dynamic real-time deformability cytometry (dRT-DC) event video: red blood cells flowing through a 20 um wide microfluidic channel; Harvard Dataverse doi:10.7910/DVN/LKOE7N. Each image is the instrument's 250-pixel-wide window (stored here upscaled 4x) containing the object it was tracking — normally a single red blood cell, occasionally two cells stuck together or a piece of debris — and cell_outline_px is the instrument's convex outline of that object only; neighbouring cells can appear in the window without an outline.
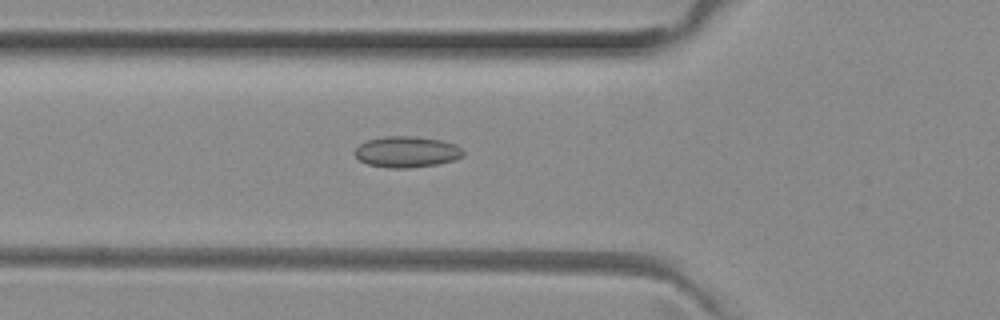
{"species": "common noctule bat (a hibernating species)", "species_latin": "Nyctalus noctula", "temperature_condition": "room temperature", "stored_images_in_passage": 34, "camera_frame_rate_fps": 3000, "um_per_image_px": 0.085, "animal": {"sex": "female", "body_mass_g": 29.2, "forearm_length_mm": 56.3}, "frame": {"image": 1, "passage_image": 10, "time_ms": 3.0, "image_size_px": [1000, 320], "cell_outline_px": [[464, 156], [456, 160], [436, 164], [408, 168], [388, 168], [368, 164], [360, 160], [352, 152], [360, 144], [368, 140], [384, 136], [416, 136], [440, 140], [456, 144], [464, 152]], "centroid_in_image_um": [34.58, 12.91], "position_along_channel_um": 91.2, "area_um2": 19.71}}
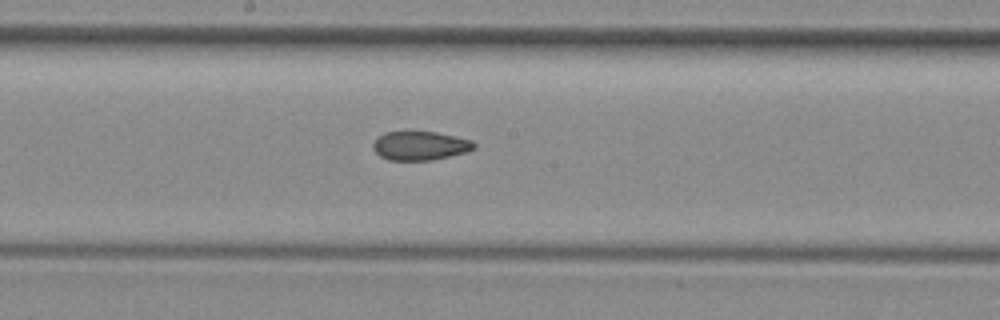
{"frame": {"image": 2, "passage_image": 19, "time_ms": 6.0, "image_size_px": [1000, 320], "cell_outline_px": [[476, 148], [468, 152], [432, 160], [388, 160], [380, 156], [372, 148], [372, 144], [384, 132], [436, 132], [472, 140], [476, 144]], "centroid_in_image_um": [35.74, 12.39], "position_along_channel_um": 212.5, "area_um2": 16.99}}
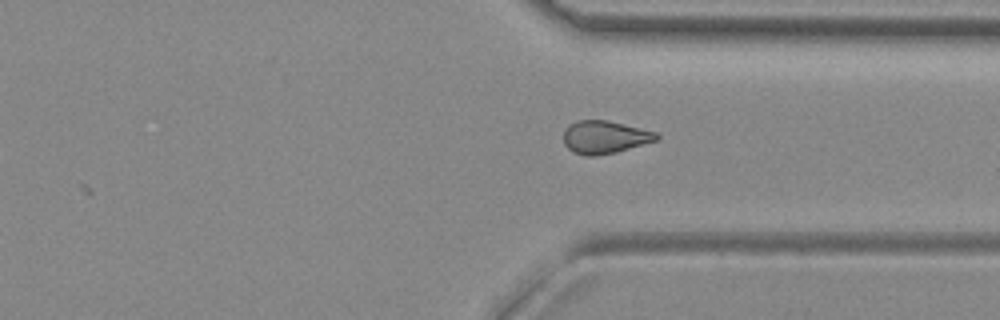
{"frame": {"image": 3, "passage_image": 30, "time_ms": 9.667, "image_size_px": [1000, 320], "cell_outline_px": [[660, 136], [656, 140], [616, 152], [592, 156], [584, 156], [572, 152], [564, 144], [564, 128], [568, 124], [576, 120], [608, 120], [656, 132]], "centroid_in_image_um": [51.35, 11.65], "position_along_channel_um": 360.1, "area_um2": 17.8}, "authors_computed_cell_mechanics": {"area_um2": 17.7157, "velocity_mm_per_s": 4.033, "shape_relaxation_time_tau1_ms": null, "shape_relaxation_time_tau2_ms": 2.8914, "deformation_change_tau1": null, "deformation_change_tau2": 0.084}}